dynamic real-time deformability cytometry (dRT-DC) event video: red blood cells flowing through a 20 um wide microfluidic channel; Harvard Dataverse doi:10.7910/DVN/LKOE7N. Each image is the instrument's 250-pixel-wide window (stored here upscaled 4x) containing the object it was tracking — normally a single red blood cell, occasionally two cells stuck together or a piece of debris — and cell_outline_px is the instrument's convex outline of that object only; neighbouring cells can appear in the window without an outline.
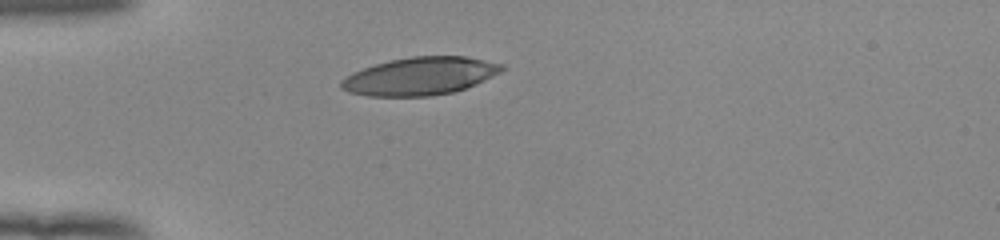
{"species": "human", "species_latin": "Homo sapiens", "temperature_condition": "room temperature", "stored_images_in_passage": 38, "camera_frame_rate_fps": 3000, "um_per_image_px": 0.085, "donor": {"sex": "female"}, "frame": {"image": 1, "passage_image": 1, "time_ms": 0.0, "image_size_px": [1000, 240], "cell_outline_px": [[508, 68], [476, 84], [452, 92], [428, 96], [368, 96], [348, 92], [340, 88], [340, 80], [352, 72], [376, 64], [392, 60], [412, 56], [464, 56], [504, 64]], "centroid_in_image_um": [35.7, 6.47], "position_along_channel_um": 49.3, "area_um2": 35.32}}
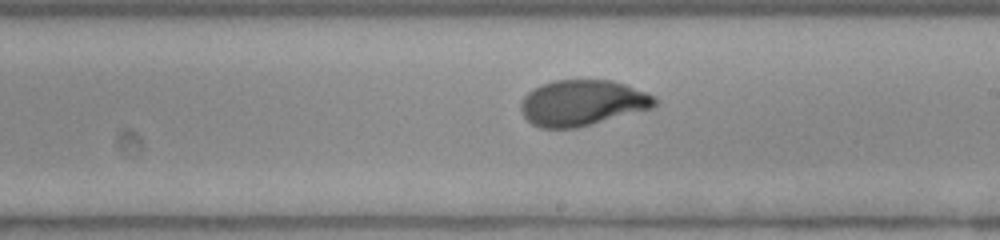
{"frame": {"image": 2, "passage_image": 17, "time_ms": 5.333, "image_size_px": [1000, 240], "cell_outline_px": [[660, 100], [652, 108], [576, 128], [540, 128], [532, 124], [524, 116], [520, 108], [520, 104], [524, 96], [532, 88], [540, 84], [552, 80], [612, 80], [648, 92], [656, 96]], "centroid_in_image_um": [49.5, 8.73], "position_along_channel_um": 239.5, "area_um2": 35.95}}
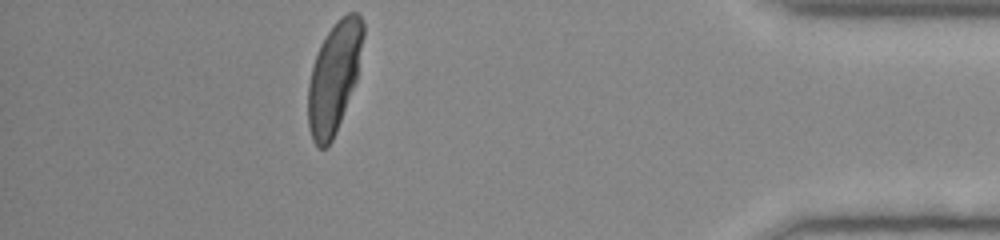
{"frame": {"image": 3, "passage_image": 33, "time_ms": 10.667, "image_size_px": [1000, 240], "cell_outline_px": [[364, 36], [356, 80], [336, 132], [332, 140], [324, 148], [316, 148], [312, 140], [308, 128], [308, 84], [312, 64], [316, 52], [324, 36], [336, 20], [348, 12], [356, 12], [360, 16], [364, 24]], "centroid_in_image_um": [28.38, 6.54], "position_along_channel_um": 406.8, "area_um2": 35.66}, "authors_computed_cell_mechanics": {"area_um2": 35.7782, "velocity_mm_per_s": 3.9325, "shape_relaxation_time_tau1_ms": 4.1386, "shape_relaxation_time_tau2_ms": null, "deformation_change_tau1": 0.2093, "deformation_change_tau2": null}}